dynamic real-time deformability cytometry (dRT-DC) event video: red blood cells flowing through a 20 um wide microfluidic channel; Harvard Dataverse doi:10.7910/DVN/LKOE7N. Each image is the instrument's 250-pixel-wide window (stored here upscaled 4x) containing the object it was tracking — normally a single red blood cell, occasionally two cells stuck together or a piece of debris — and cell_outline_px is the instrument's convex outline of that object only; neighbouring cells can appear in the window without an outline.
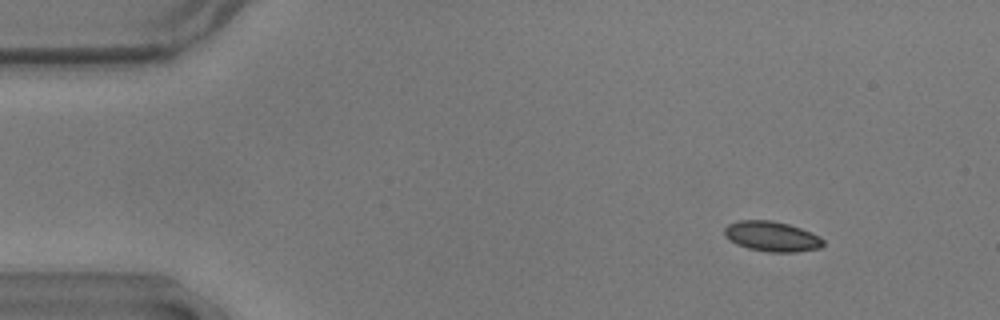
{"species": "common noctule bat (a hibernating species)", "species_latin": "Nyctalus noctula", "temperature_condition": "warm", "stored_images_in_passage": 57, "camera_frame_rate_fps": 3000, "um_per_image_px": 0.085, "animal": {"sex": "male", "body_mass_g": 17.9}, "frame": {"image": 1, "passage_image": 7, "time_ms": 2.0, "image_size_px": [1000, 320], "cell_outline_px": [[824, 244], [820, 248], [796, 252], [768, 252], [748, 248], [736, 244], [728, 240], [724, 236], [724, 228], [728, 224], [740, 220], [772, 220], [788, 224], [800, 228], [820, 236], [824, 240]], "centroid_in_image_um": [65.59, 20.1], "position_along_channel_um": 19.4, "area_um2": 17.46}}
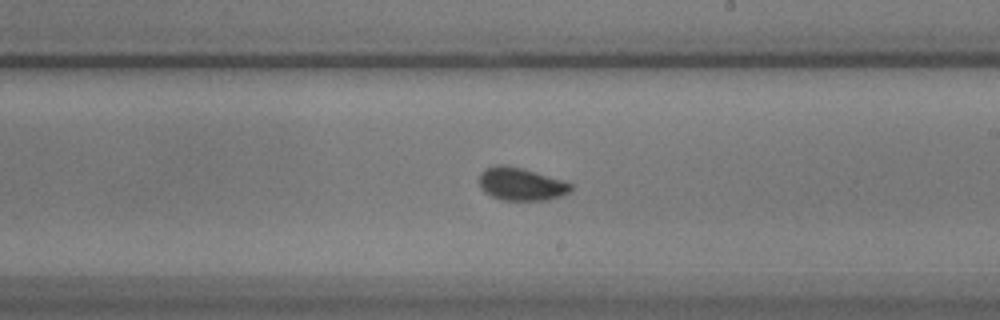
{"frame": {"image": 2, "passage_image": 33, "time_ms": 10.667, "image_size_px": [1000, 320], "cell_outline_px": [[572, 188], [568, 192], [560, 196], [548, 200], [500, 200], [484, 192], [480, 188], [480, 172], [484, 168], [496, 164], [504, 164], [520, 168], [564, 180], [572, 184]], "centroid_in_image_um": [44.26, 15.64], "position_along_channel_um": 244.7, "area_um2": 17.57}}
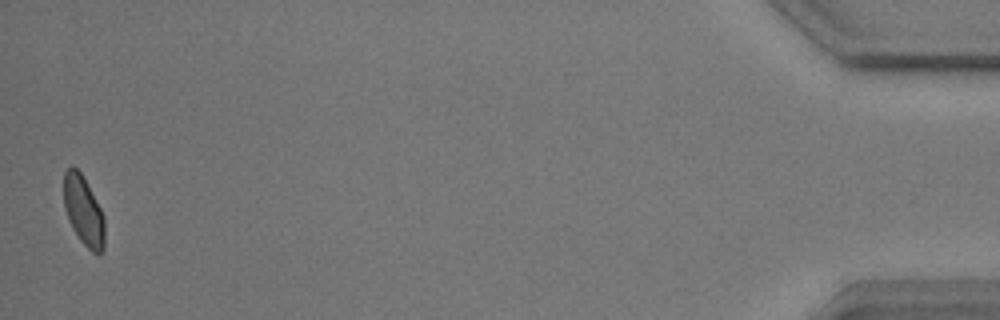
{"frame": {"image": 3, "passage_image": 56, "time_ms": 18.333, "image_size_px": [1000, 320], "cell_outline_px": [[104, 248], [100, 252], [92, 252], [80, 240], [72, 228], [68, 220], [64, 208], [64, 172], [72, 164], [80, 172], [100, 208], [104, 216]], "centroid_in_image_um": [7.08, 17.91], "position_along_channel_um": 428.1, "area_um2": 16.3}, "authors_computed_cell_mechanics": {"area_um2": 17.1088, "velocity_mm_per_s": 3.5968, "shape_relaxation_time_tau1_ms": 3.2618, "shape_relaxation_time_tau2_ms": null, "deformation_change_tau1": 0.0856, "deformation_change_tau2": null}}